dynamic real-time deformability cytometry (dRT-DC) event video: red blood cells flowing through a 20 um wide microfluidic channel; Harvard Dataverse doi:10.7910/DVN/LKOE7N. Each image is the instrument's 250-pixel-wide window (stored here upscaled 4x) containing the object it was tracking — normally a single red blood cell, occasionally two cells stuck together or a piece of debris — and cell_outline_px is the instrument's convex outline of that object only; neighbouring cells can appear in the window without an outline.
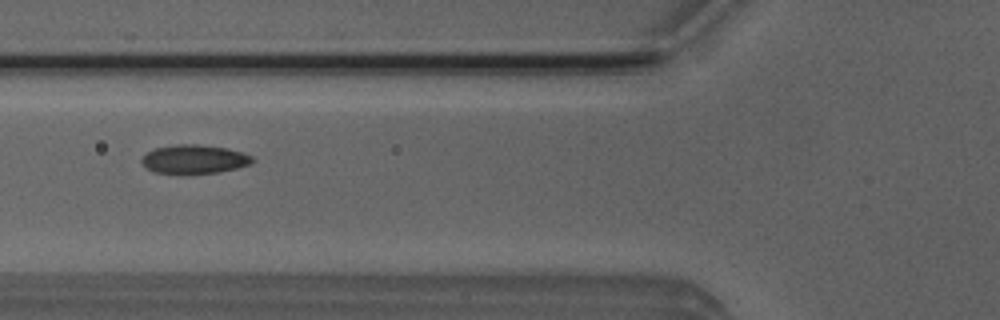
{"species": "Egyptian fruit bat (a non-hibernating species)", "species_latin": "Rousettus aegyptiacus", "temperature_condition": "room temperature", "stored_images_in_passage": 6, "camera_frame_rate_fps": 3000, "um_per_image_px": 0.085, "animal": {"sex": "male"}, "frame": {"image": 1, "passage_image": 6, "time_ms": 5.667, "image_size_px": [1000, 320], "cell_outline_px": [[256, 160], [248, 164], [236, 168], [220, 172], [156, 172], [148, 168], [140, 160], [148, 152], [156, 148], [176, 144], [196, 144], [228, 148], [244, 152], [252, 156]], "centroid_in_image_um": [16.57, 13.5], "position_along_channel_um": 109.2, "area_um2": 18.09}}